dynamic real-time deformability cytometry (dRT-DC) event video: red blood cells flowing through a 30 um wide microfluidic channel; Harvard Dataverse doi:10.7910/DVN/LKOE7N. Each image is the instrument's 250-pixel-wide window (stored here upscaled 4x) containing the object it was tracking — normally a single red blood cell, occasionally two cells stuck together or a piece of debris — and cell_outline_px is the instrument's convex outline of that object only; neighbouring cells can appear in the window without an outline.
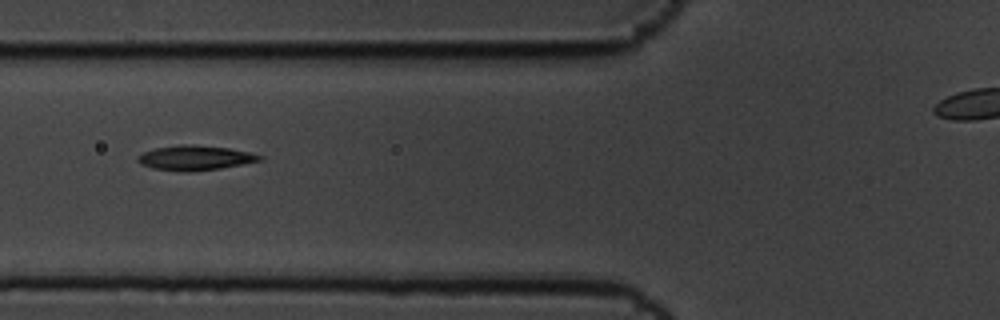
{"species": "common noctule bat (a hibernating species)", "species_latin": "Nyctalus noctula", "temperature_condition": "cold", "stored_images_in_passage": 9, "camera_frame_rate_fps": 3000, "um_per_image_px": 0.085, "animal": {"sex": "male", "body_mass_g": 19.5, "forearm_length_mm": 54.6}, "frame": {"image": 1, "passage_image": 4, "time_ms": 1.0, "image_size_px": [1000, 320], "cell_outline_px": [[264, 160], [220, 168], [192, 172], [180, 172], [152, 168], [140, 164], [136, 160], [144, 152], [156, 148], [180, 144], [192, 144], [228, 148], [248, 152], [264, 156]], "centroid_in_image_um": [16.59, 13.42], "position_along_channel_um": 109.2, "area_um2": 17.63}}
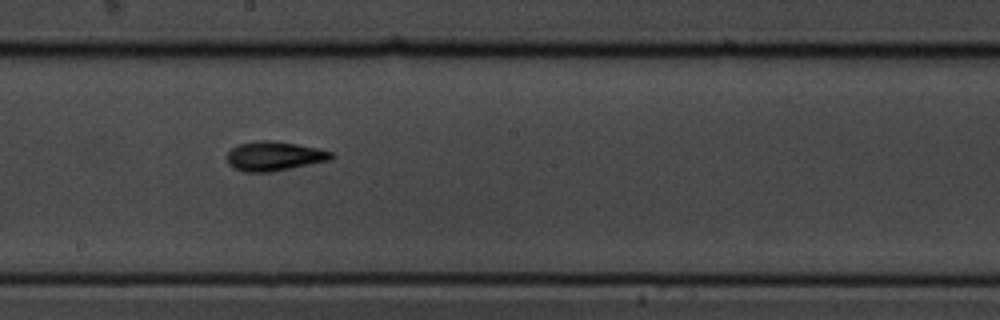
{"frame": {"image": 2, "passage_image": 7, "time_ms": 2.0, "image_size_px": [1000, 320], "cell_outline_px": [[336, 156], [332, 160], [272, 172], [244, 172], [232, 168], [228, 164], [224, 156], [232, 148], [240, 144], [260, 140], [272, 140], [296, 144], [316, 148], [332, 152]], "centroid_in_image_um": [23.29, 13.28], "position_along_channel_um": 224.9, "area_um2": 18.09}}
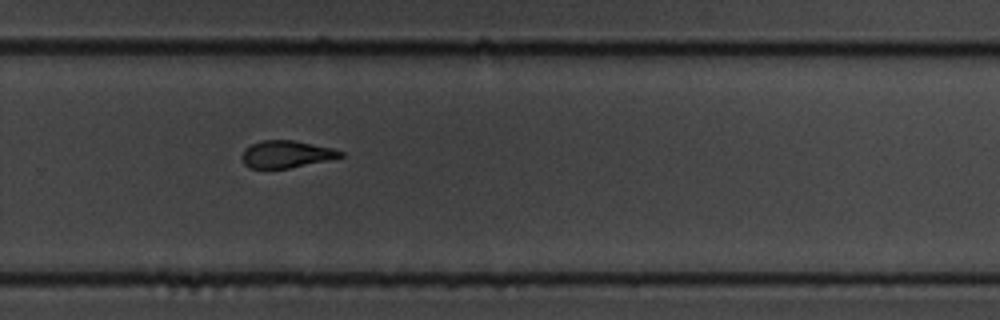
{"frame": {"image": 3, "passage_image": 9, "time_ms": 2.667, "image_size_px": [1000, 320], "cell_outline_px": [[344, 156], [328, 160], [288, 168], [248, 168], [244, 164], [240, 156], [244, 148], [260, 140], [292, 140], [332, 148], [344, 152]], "centroid_in_image_um": [24.29, 13.1], "position_along_channel_um": 305.5, "area_um2": 15.61}}